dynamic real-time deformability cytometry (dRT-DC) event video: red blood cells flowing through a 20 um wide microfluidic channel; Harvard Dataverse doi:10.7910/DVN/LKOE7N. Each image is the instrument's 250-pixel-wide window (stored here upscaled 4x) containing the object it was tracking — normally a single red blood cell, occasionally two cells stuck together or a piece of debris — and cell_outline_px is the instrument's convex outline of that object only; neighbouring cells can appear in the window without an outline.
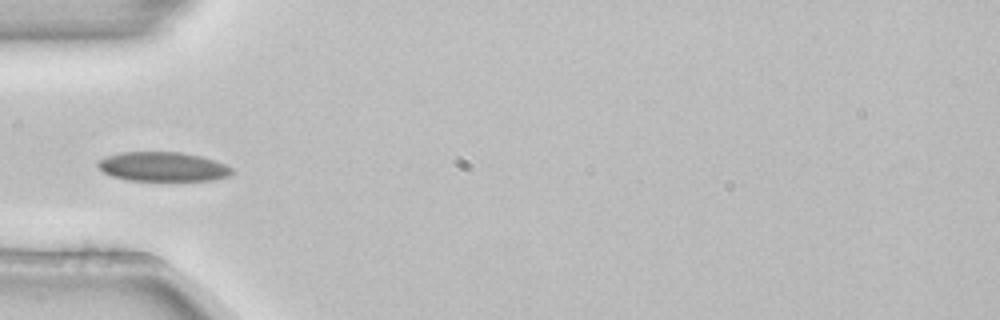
{"species": "common noctule bat (a hibernating species)", "species_latin": "Nyctalus noctula", "temperature_condition": "room temperature", "stored_images_in_passage": 1, "camera_frame_rate_fps": 3000, "um_per_image_px": 0.085, "animal": {"sex": "female", "body_mass_g": 22.7, "forearm_length_mm": 54.2}, "frame": {"image": 1, "passage_image": 1, "time_ms": 0.0, "image_size_px": [1000, 320], "cell_outline_px": [[232, 172], [228, 176], [212, 180], [128, 180], [112, 176], [104, 172], [96, 164], [100, 160], [108, 156], [120, 152], [180, 152], [200, 156], [216, 160], [232, 168]], "centroid_in_image_um": [13.85, 14.16], "position_along_channel_um": 71.2, "area_um2": 22.66}}